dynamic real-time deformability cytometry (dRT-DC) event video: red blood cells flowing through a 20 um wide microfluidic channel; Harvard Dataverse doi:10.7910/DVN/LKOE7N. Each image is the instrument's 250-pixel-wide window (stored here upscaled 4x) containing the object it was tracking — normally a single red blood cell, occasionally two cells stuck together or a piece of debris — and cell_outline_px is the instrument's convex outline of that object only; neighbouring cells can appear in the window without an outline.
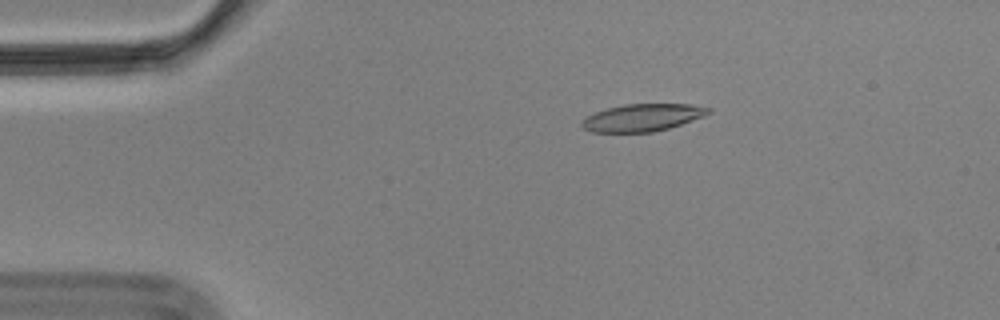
{"species": "Egyptian fruit bat (a non-hibernating species)", "species_latin": "Rousettus aegyptiacus", "temperature_condition": "cold", "stored_images_in_passage": 57, "camera_frame_rate_fps": 3000, "um_per_image_px": 0.085, "animal": {"sex": "male"}, "frame": {"image": 1, "passage_image": 11, "time_ms": 3.333, "image_size_px": [1000, 320], "cell_outline_px": [[712, 112], [704, 116], [668, 128], [652, 132], [592, 132], [584, 128], [580, 124], [588, 116], [596, 112], [608, 108], [624, 104], [692, 104], [712, 108]], "centroid_in_image_um": [54.65, 9.99], "position_along_channel_um": 30.4, "area_um2": 20.0}}
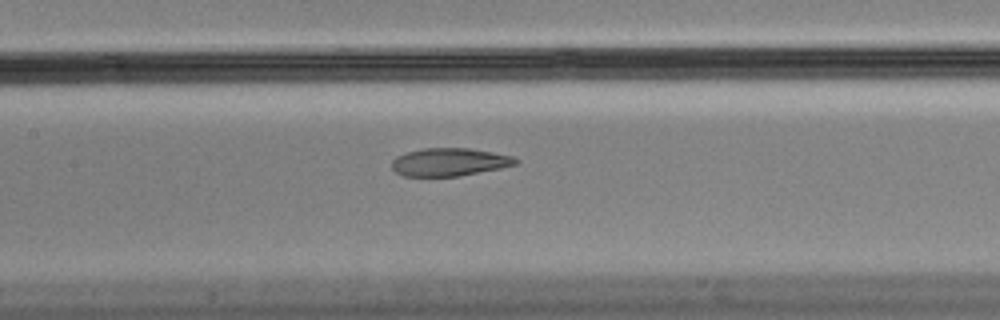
{"frame": {"image": 2, "passage_image": 27, "time_ms": 8.667, "image_size_px": [1000, 320], "cell_outline_px": [[520, 160], [516, 164], [500, 168], [460, 176], [404, 176], [396, 172], [392, 168], [392, 160], [396, 156], [408, 152], [424, 148], [468, 148], [492, 152], [512, 156]], "centroid_in_image_um": [38.2, 13.77], "position_along_channel_um": 169.2, "area_um2": 20.06}}
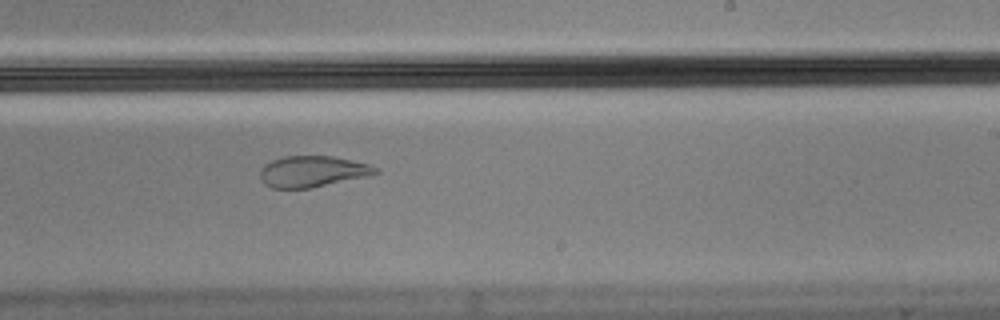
{"frame": {"image": 3, "passage_image": 35, "time_ms": 11.333, "image_size_px": [1000, 320], "cell_outline_px": [[380, 172], [372, 176], [312, 188], [272, 188], [264, 184], [260, 180], [260, 168], [264, 164], [272, 160], [284, 156], [332, 156], [368, 164], [380, 168]], "centroid_in_image_um": [26.58, 14.58], "position_along_channel_um": 262.4, "area_um2": 21.33}, "authors_computed_cell_mechanics": {"area_um2": 21.5016, "velocity_mm_per_s": 3.5079, "shape_relaxation_time_tau1_ms": null, "shape_relaxation_time_tau2_ms": 1.8821, "deformation_change_tau1": null, "deformation_change_tau2": 0.0872}}